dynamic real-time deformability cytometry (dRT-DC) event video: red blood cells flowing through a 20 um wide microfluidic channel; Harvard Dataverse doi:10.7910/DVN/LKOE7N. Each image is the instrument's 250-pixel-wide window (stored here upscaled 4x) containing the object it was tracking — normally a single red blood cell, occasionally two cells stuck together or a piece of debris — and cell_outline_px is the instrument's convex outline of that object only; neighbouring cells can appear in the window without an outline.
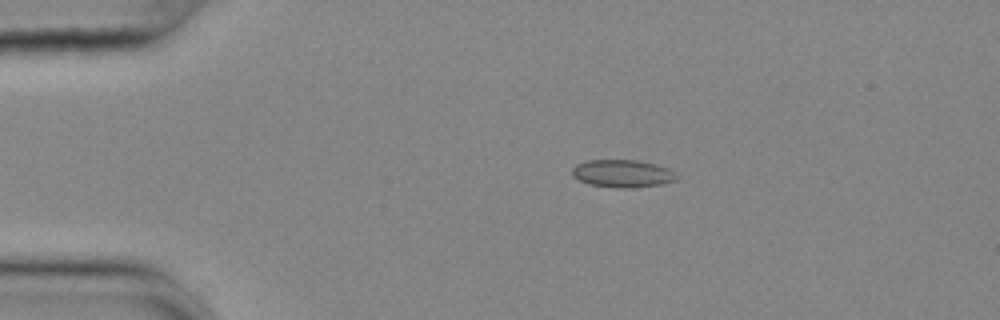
{"species": "common noctule bat (a hibernating species)", "species_latin": "Nyctalus noctula", "temperature_condition": "cold", "stored_images_in_passage": 45, "camera_frame_rate_fps": 3000, "um_per_image_px": 0.085, "animal": {"sex": "female", "body_mass_g": 25.1}, "frame": {"image": 1, "passage_image": 1, "time_ms": 0.0, "image_size_px": [1000, 320], "cell_outline_px": [[680, 176], [676, 180], [660, 184], [632, 188], [616, 188], [588, 184], [572, 176], [572, 168], [576, 164], [584, 160], [636, 160], [656, 164], [668, 168], [676, 172]], "centroid_in_image_um": [52.92, 14.75], "position_along_channel_um": 32.1, "area_um2": 17.05}}
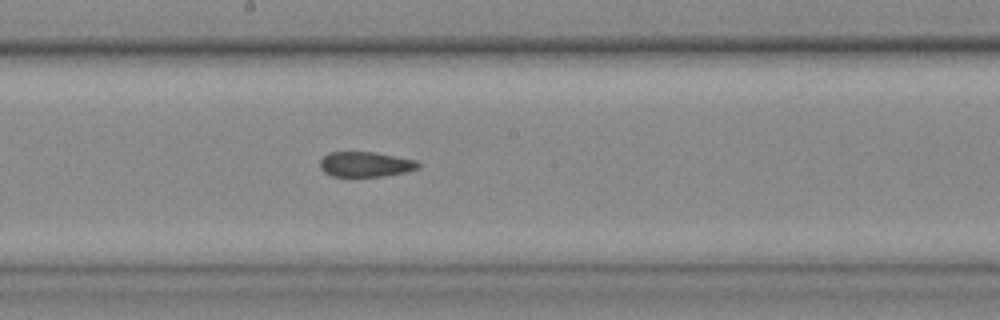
{"frame": {"image": 2, "passage_image": 20, "time_ms": 6.333, "image_size_px": [1000, 320], "cell_outline_px": [[420, 168], [404, 172], [384, 176], [332, 176], [324, 172], [320, 168], [320, 160], [328, 152], [372, 152], [416, 160], [420, 164]], "centroid_in_image_um": [31.05, 13.96], "position_along_channel_um": 217.1, "area_um2": 14.28}}
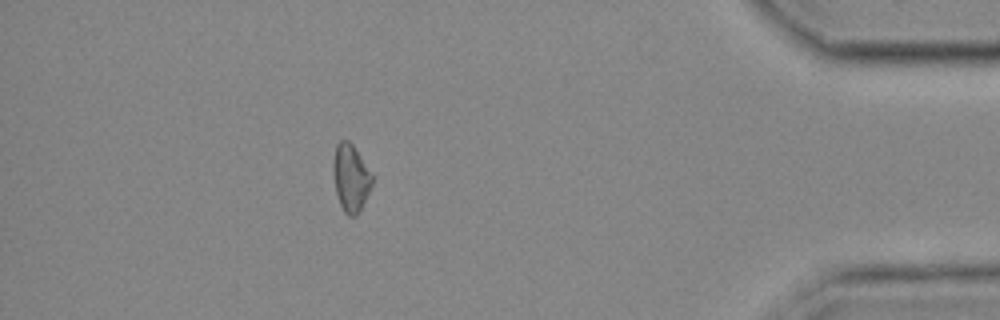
{"frame": {"image": 3, "passage_image": 39, "time_ms": 12.667, "image_size_px": [1000, 320], "cell_outline_px": [[372, 184], [356, 216], [348, 216], [344, 212], [340, 204], [336, 192], [332, 164], [336, 144], [340, 140], [348, 140], [352, 144], [372, 176]], "centroid_in_image_um": [29.78, 15.11], "position_along_channel_um": 405.4, "area_um2": 14.8}, "authors_computed_cell_mechanics": {"area_um2": 15.4904, "velocity_mm_per_s": 3.6811, "shape_relaxation_time_tau1_ms": null, "shape_relaxation_time_tau2_ms": 2.9471, "deformation_change_tau1": null, "deformation_change_tau2": 0.0734}}